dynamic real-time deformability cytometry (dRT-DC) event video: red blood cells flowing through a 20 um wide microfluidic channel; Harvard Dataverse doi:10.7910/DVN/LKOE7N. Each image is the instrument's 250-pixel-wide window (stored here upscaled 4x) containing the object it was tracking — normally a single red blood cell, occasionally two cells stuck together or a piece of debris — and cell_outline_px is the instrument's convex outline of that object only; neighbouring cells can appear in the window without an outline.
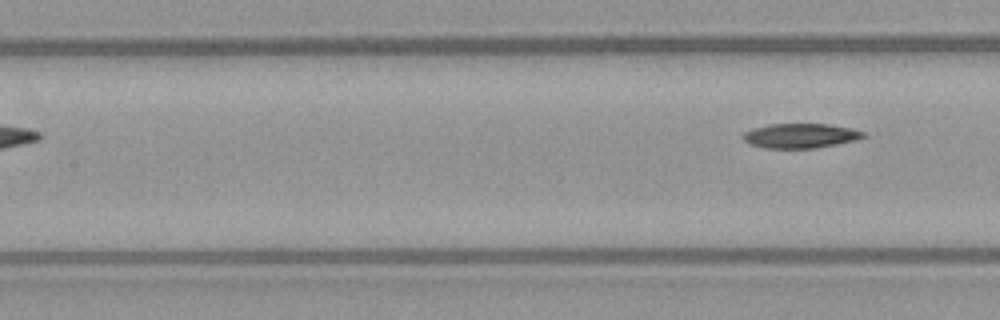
{"species": "common noctule bat (a hibernating species)", "species_latin": "Nyctalus noctula", "temperature_condition": "warm", "stored_images_in_passage": 5, "segment_of_instrument_passage": [2, 2], "camera_frame_rate_fps": 3000, "um_per_image_px": 0.085, "animal": {"sex": "female", "body_mass_g": 21.9}, "frame": {"image": 1, "passage_image": 5, "time_ms": 5.0, "image_size_px": [1000, 320], "cell_outline_px": [[868, 136], [856, 140], [836, 144], [812, 148], [764, 148], [748, 144], [740, 136], [744, 132], [752, 128], [768, 124], [828, 124], [848, 128], [864, 132]], "centroid_in_image_um": [67.98, 11.54], "position_along_channel_um": 139.4, "area_um2": 17.28}}